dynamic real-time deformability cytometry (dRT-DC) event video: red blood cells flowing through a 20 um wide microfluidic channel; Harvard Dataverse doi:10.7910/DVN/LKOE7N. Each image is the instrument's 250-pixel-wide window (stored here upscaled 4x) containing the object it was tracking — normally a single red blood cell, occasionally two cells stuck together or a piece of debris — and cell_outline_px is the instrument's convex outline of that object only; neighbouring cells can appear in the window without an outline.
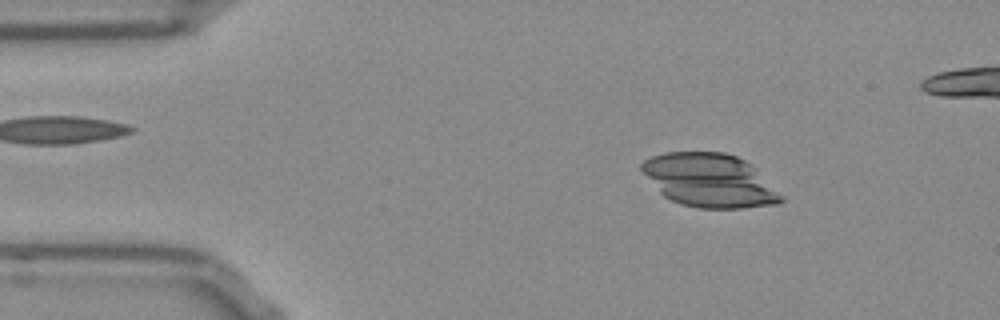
{"species": "Egyptian fruit bat (a non-hibernating species)", "species_latin": "Rousettus aegyptiacus", "temperature_condition": "room temperature", "stored_images_in_passage": 53, "segment_of_instrument_passage": [1, 2], "camera_frame_rate_fps": 3000, "um_per_image_px": 0.085, "frame": {"image": 1, "passage_image": 7, "time_ms": 2.0, "image_size_px": [1000, 320], "cell_outline_px": [[780, 200], [760, 204], [688, 204], [676, 200], [648, 172], [660, 156], [676, 152], [716, 152], [732, 156], [740, 160]], "centroid_in_image_um": [60.32, 15.25], "position_along_channel_um": 24.7, "area_um2": 35.55}}